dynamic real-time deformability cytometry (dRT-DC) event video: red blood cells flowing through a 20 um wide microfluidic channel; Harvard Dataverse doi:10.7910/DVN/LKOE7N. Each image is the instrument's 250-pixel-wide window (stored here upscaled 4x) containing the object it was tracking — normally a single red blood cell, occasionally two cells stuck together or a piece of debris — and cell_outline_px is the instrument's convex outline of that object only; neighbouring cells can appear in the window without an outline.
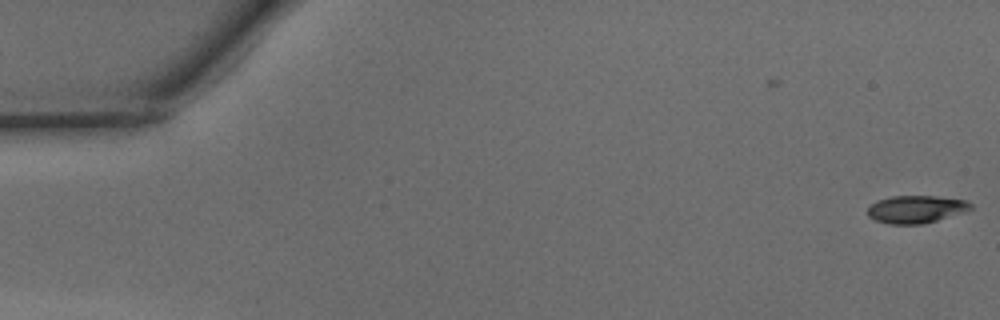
{"species": "common noctule bat (a hibernating species)", "species_latin": "Nyctalus noctula", "temperature_condition": "warm", "stored_images_in_passage": 49, "camera_frame_rate_fps": 3000, "um_per_image_px": 0.085, "animal": {"sex": "male", "body_mass_g": 15.6}, "frame": {"image": 1, "passage_image": 1, "time_ms": 0.0, "image_size_px": [1000, 320], "cell_outline_px": [[972, 208], [964, 212], [936, 220], [920, 224], [888, 224], [876, 220], [868, 216], [868, 208], [876, 200], [892, 196], [936, 196], [968, 200], [972, 204]], "centroid_in_image_um": [77.87, 17.77], "position_along_channel_um": 7.1, "area_um2": 16.53}}
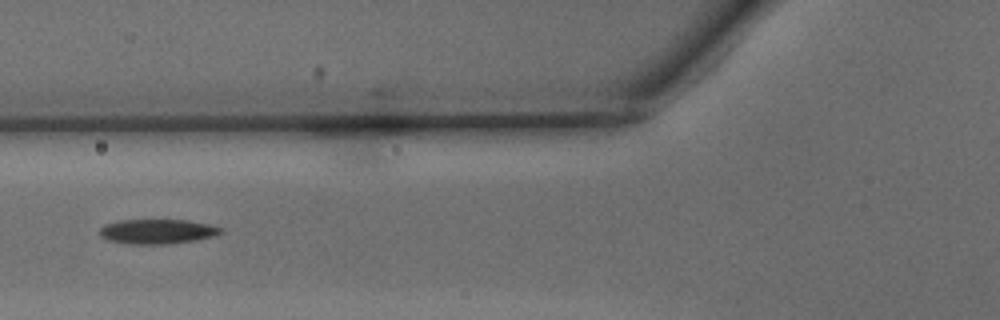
{"frame": {"image": 2, "passage_image": 19, "time_ms": 6.0, "image_size_px": [1000, 320], "cell_outline_px": [[224, 232], [216, 236], [196, 240], [168, 244], [136, 244], [108, 240], [100, 236], [100, 228], [104, 224], [120, 220], [188, 220], [208, 224], [224, 228]], "centroid_in_image_um": [13.42, 19.67], "position_along_channel_um": 112.4, "area_um2": 17.51}}
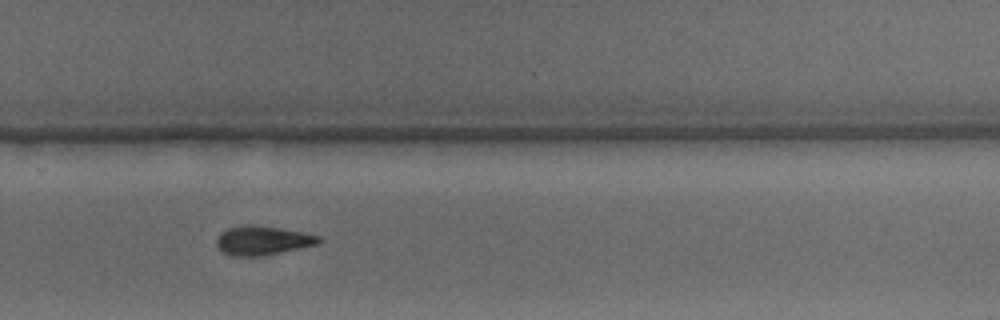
{"frame": {"image": 3, "passage_image": 33, "time_ms": 10.667, "image_size_px": [1000, 320], "cell_outline_px": [[324, 240], [316, 244], [300, 248], [260, 256], [228, 256], [216, 244], [216, 240], [220, 232], [228, 228], [244, 224], [256, 224], [280, 228], [320, 236]], "centroid_in_image_um": [22.29, 20.43], "position_along_channel_um": 307.5, "area_um2": 17.34}, "authors_computed_cell_mechanics": {"area_um2": 17.1088, "velocity_mm_per_s": 4.1798, "shape_relaxation_time_tau1_ms": 3.8711, "shape_relaxation_time_tau2_ms": 5.3122, "deformation_change_tau1": 0.154, "deformation_change_tau2": 0.1327}}